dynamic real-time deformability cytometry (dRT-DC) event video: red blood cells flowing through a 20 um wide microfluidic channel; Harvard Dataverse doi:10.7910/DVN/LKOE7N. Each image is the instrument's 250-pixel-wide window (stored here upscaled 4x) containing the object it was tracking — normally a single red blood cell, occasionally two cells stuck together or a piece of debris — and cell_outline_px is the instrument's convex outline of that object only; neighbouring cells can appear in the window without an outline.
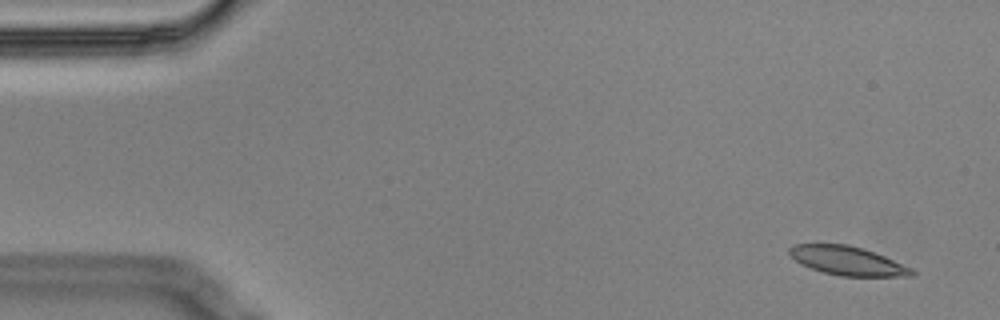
{"species": "Egyptian fruit bat (a non-hibernating species)", "species_latin": "Rousettus aegyptiacus", "temperature_condition": "cold", "stored_images_in_passage": 9, "camera_frame_rate_fps": 3000, "um_per_image_px": 0.085, "animal": {"sex": "male"}, "frame": {"image": 1, "passage_image": 1, "time_ms": 0.0, "image_size_px": [1000, 320], "cell_outline_px": [[916, 276], [840, 276], [824, 272], [812, 268], [796, 260], [788, 252], [788, 248], [792, 244], [848, 244], [864, 248], [884, 256], [912, 268], [916, 272]], "centroid_in_image_um": [72.07, 22.16], "position_along_channel_um": 12.9, "area_um2": 20.46}}
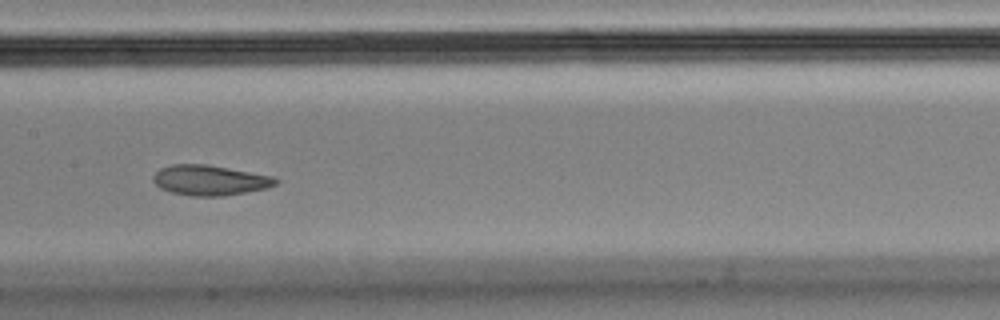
{"frame": {"image": 2, "passage_image": 8, "time_ms": 2.333, "image_size_px": [1000, 320], "cell_outline_px": [[280, 180], [276, 184], [268, 188], [224, 196], [188, 196], [172, 192], [160, 188], [152, 180], [152, 176], [160, 168], [172, 164], [204, 164], [228, 168], [272, 176]], "centroid_in_image_um": [17.82, 15.32], "position_along_channel_um": 189.6, "area_um2": 21.56}}
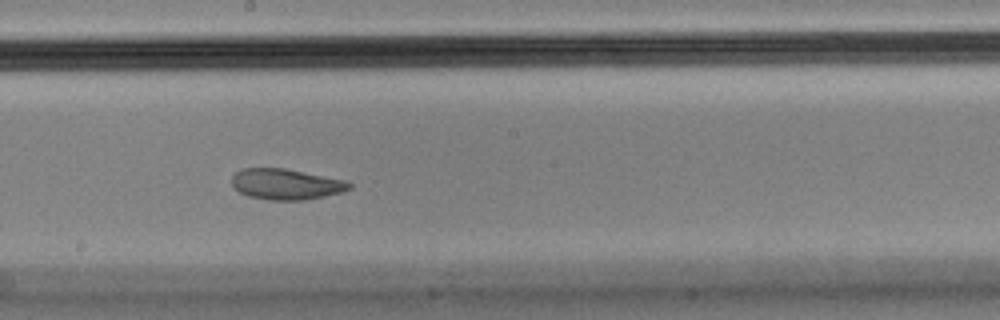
{"frame": {"image": 3, "passage_image": 9, "time_ms": 2.667, "image_size_px": [1000, 320], "cell_outline_px": [[352, 188], [344, 192], [304, 200], [268, 200], [248, 196], [240, 192], [232, 184], [232, 176], [236, 172], [244, 168], [284, 168], [348, 180], [352, 184]], "centroid_in_image_um": [24.36, 15.65], "position_along_channel_um": 223.8, "area_um2": 21.21}}